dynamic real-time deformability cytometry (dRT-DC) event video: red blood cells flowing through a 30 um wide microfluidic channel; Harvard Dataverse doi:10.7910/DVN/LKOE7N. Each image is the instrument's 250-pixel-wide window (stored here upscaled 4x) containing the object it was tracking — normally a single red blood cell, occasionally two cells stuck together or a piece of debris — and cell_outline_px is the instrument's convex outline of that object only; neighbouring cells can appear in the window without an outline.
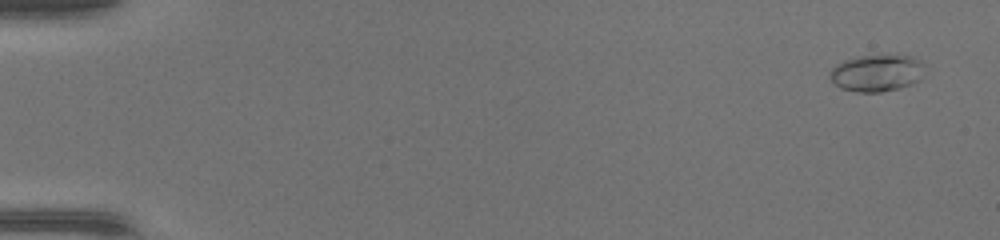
{"species": "common noctule bat (a hibernating species)", "species_latin": "Nyctalus noctula", "temperature_condition": "warm", "stored_images_in_passage": 48, "camera_frame_rate_fps": 3000, "um_per_image_px": 0.085, "animal": {"sex": "female", "body_mass_g": 17.0, "forearm_length_mm": 48.0}, "frame": {"image": 1, "passage_image": 3, "time_ms": 0.667, "image_size_px": [1000, 240], "cell_outline_px": [[924, 64], [920, 80], [912, 84], [900, 88], [880, 92], [856, 92], [840, 88], [828, 76], [828, 72], [836, 64], [844, 60], [860, 56], [896, 52], [916, 56]], "centroid_in_image_um": [74.56, 6.15], "position_along_channel_um": 10.4, "area_um2": 21.21}}
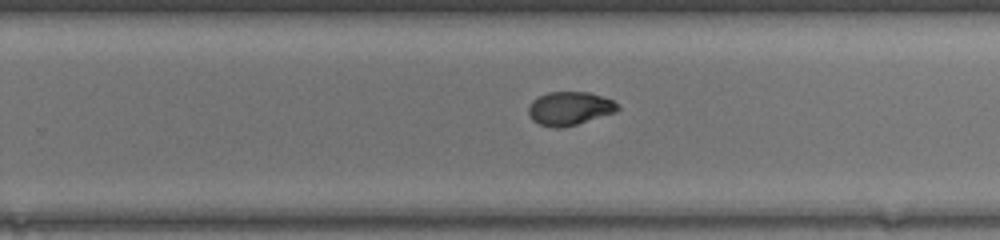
{"frame": {"image": 2, "passage_image": 32, "time_ms": 10.333, "image_size_px": [1000, 240], "cell_outline_px": [[620, 108], [616, 112], [576, 124], [560, 128], [552, 128], [540, 124], [532, 120], [528, 116], [528, 108], [532, 100], [548, 92], [588, 92], [612, 100], [620, 104]], "centroid_in_image_um": [48.4, 9.22], "position_along_channel_um": 281.4, "area_um2": 17.4}}
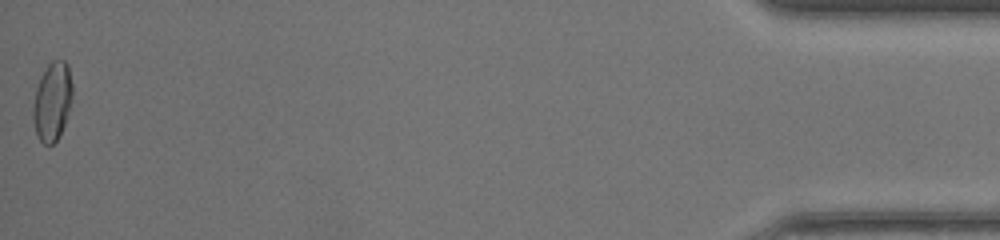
{"frame": {"image": 3, "passage_image": 48, "time_ms": 15.667, "image_size_px": [1000, 240], "cell_outline_px": [[72, 96], [68, 112], [64, 124], [56, 140], [52, 144], [44, 144], [36, 136], [32, 120], [32, 108], [36, 88], [40, 76], [48, 64], [52, 60], [64, 60], [68, 64], [72, 84]], "centroid_in_image_um": [4.42, 8.6], "position_along_channel_um": 430.8, "area_um2": 18.09}}